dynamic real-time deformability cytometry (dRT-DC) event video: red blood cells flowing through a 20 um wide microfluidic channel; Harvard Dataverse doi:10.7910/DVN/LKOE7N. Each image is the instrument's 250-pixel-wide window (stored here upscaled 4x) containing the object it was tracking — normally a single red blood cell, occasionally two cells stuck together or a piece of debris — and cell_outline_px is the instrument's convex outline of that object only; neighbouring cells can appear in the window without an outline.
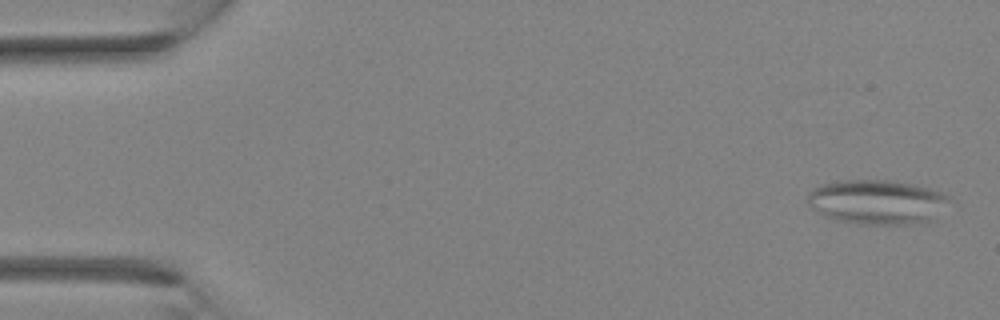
{"species": "Egyptian fruit bat (a non-hibernating species)", "species_latin": "Rousettus aegyptiacus", "temperature_condition": "room temperature", "stored_images_in_passage": 10, "camera_frame_rate_fps": 3000, "um_per_image_px": 0.085, "animal": {"sex": "female"}, "frame": {"image": 1, "passage_image": 1, "time_ms": 0.0, "image_size_px": [1000, 320], "cell_outline_px": [[952, 196], [936, 220], [904, 224], [860, 224], [836, 220], [824, 216], [812, 208], [808, 204], [808, 192], [812, 188], [836, 180], [888, 180], [928, 188]], "centroid_in_image_um": [74.55, 17.17], "position_along_channel_um": 10.5, "area_um2": 36.82}}